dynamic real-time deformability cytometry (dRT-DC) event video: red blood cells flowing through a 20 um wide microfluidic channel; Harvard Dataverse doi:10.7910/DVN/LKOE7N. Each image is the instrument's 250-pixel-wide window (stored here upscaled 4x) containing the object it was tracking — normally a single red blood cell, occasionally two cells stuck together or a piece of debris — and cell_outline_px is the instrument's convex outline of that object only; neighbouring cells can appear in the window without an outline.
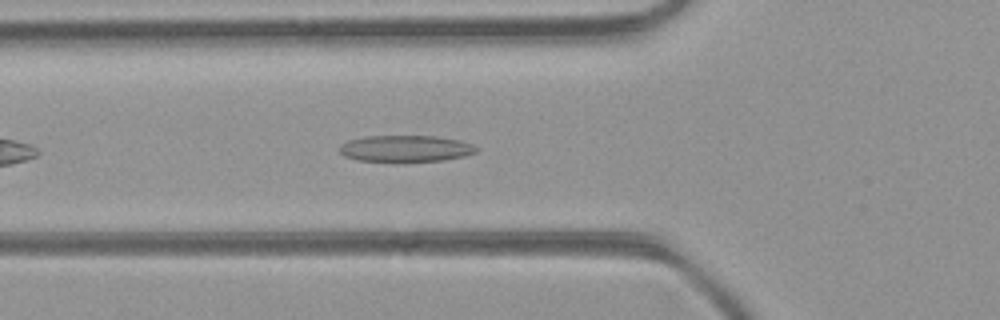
{"species": "common noctule bat (a hibernating species)", "species_latin": "Nyctalus noctula", "temperature_condition": "room temperature", "stored_images_in_passage": 36, "camera_frame_rate_fps": 3000, "um_per_image_px": 0.085, "animal": {"sex": "female", "body_mass_g": 21.9}, "frame": {"image": 1, "passage_image": 6, "time_ms": 1.667, "image_size_px": [1000, 320], "cell_outline_px": [[476, 152], [464, 156], [444, 160], [404, 164], [360, 160], [344, 156], [340, 152], [340, 144], [348, 140], [364, 136], [436, 136], [460, 140], [472, 144], [476, 148]], "centroid_in_image_um": [34.45, 12.66], "position_along_channel_um": 91.3, "area_um2": 21.85}}
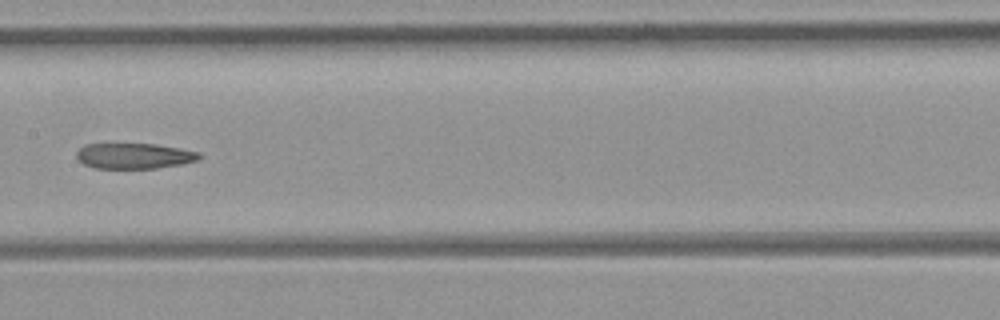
{"frame": {"image": 2, "passage_image": 13, "time_ms": 4.0, "image_size_px": [1000, 320], "cell_outline_px": [[200, 160], [184, 164], [156, 168], [96, 168], [84, 164], [76, 156], [76, 152], [84, 144], [152, 144], [200, 152]], "centroid_in_image_um": [11.42, 13.26], "position_along_channel_um": 196.0, "area_um2": 18.15}}
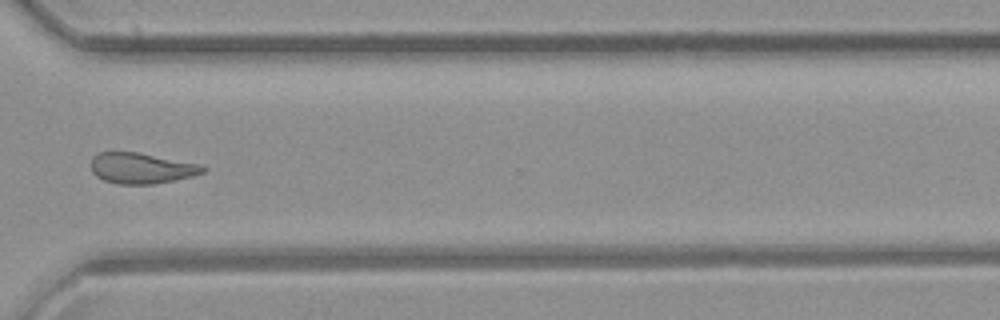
{"frame": {"image": 3, "passage_image": 24, "time_ms": 7.667, "image_size_px": [1000, 320], "cell_outline_px": [[208, 168], [204, 172], [192, 176], [176, 180], [152, 184], [116, 184], [104, 180], [96, 176], [92, 172], [92, 156], [100, 152], [136, 152], [200, 164]], "centroid_in_image_um": [12.02, 14.3], "position_along_channel_um": 358.6, "area_um2": 20.0}, "authors_computed_cell_mechanics": {"area_um2": 20.5768, "velocity_mm_per_s": 4.4499, "shape_relaxation_time_tau1_ms": null, "shape_relaxation_time_tau2_ms": 5.149, "deformation_change_tau1": null, "deformation_change_tau2": 0.1642}}